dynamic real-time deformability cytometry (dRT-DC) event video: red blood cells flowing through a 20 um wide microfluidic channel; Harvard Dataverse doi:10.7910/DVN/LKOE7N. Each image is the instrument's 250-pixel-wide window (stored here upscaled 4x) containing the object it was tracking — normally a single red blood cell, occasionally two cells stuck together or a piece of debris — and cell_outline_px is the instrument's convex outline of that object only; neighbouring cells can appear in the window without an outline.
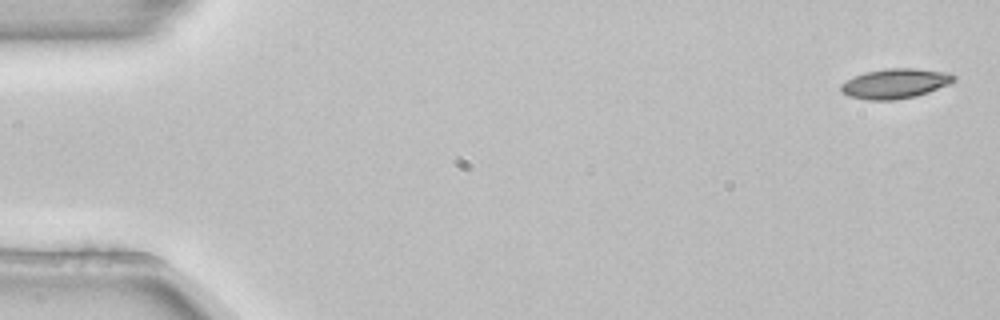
{"species": "common noctule bat (a hibernating species)", "species_latin": "Nyctalus noctula", "temperature_condition": "room temperature", "stored_images_in_passage": 4, "camera_frame_rate_fps": 3000, "um_per_image_px": 0.085, "animal": {"sex": "female", "body_mass_g": 22.7, "forearm_length_mm": 54.2}, "frame": {"image": 1, "passage_image": 1, "time_ms": 0.0, "image_size_px": [1000, 320], "cell_outline_px": [[956, 76], [948, 84], [928, 92], [916, 96], [896, 100], [868, 100], [848, 96], [840, 92], [840, 84], [864, 72], [888, 68], [916, 68], [952, 72]], "centroid_in_image_um": [76.08, 7.1], "position_along_channel_um": 8.9, "area_um2": 19.71}}
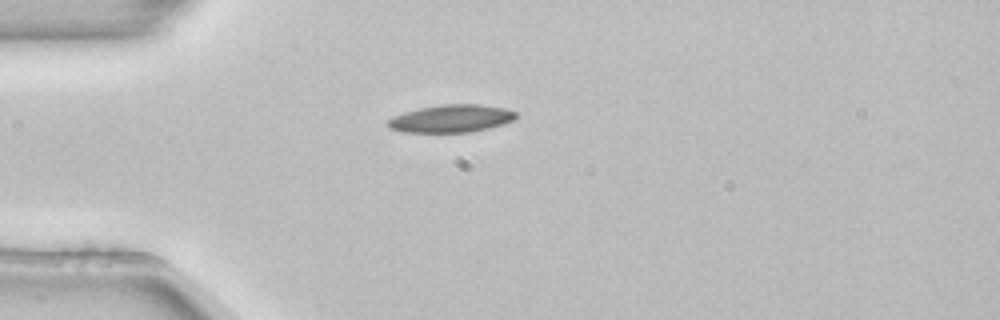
{"frame": {"image": 2, "passage_image": 4, "time_ms": 1.0, "image_size_px": [1000, 320], "cell_outline_px": [[516, 116], [512, 120], [504, 124], [472, 132], [400, 132], [388, 128], [388, 120], [392, 116], [404, 112], [420, 108], [440, 104], [480, 104], [504, 108], [516, 112]], "centroid_in_image_um": [38.32, 10.08], "position_along_channel_um": 46.7, "area_um2": 20.69}}